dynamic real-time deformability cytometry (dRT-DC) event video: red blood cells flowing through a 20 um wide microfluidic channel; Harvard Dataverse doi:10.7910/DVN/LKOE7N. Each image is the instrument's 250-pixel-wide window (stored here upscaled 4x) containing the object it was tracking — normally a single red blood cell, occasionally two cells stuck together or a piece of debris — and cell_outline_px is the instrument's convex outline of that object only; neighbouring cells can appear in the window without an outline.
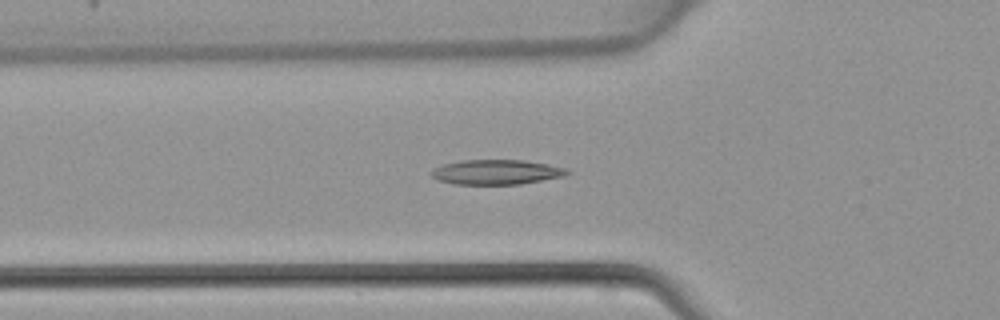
{"species": "common noctule bat (a hibernating species)", "species_latin": "Nyctalus noctula", "temperature_condition": "warm", "stored_images_in_passage": 45, "camera_frame_rate_fps": 3000, "um_per_image_px": 0.085, "animal": {"sex": "female", "body_mass_g": 22.7, "forearm_length_mm": 54.2}, "frame": {"image": 1, "passage_image": 16, "time_ms": 5.0, "image_size_px": [1000, 320], "cell_outline_px": [[572, 172], [564, 176], [520, 184], [452, 184], [436, 180], [428, 172], [432, 168], [444, 164], [464, 160], [524, 160], [548, 164], [568, 168]], "centroid_in_image_um": [42.18, 14.63], "position_along_channel_um": 83.6, "area_um2": 19.83}}
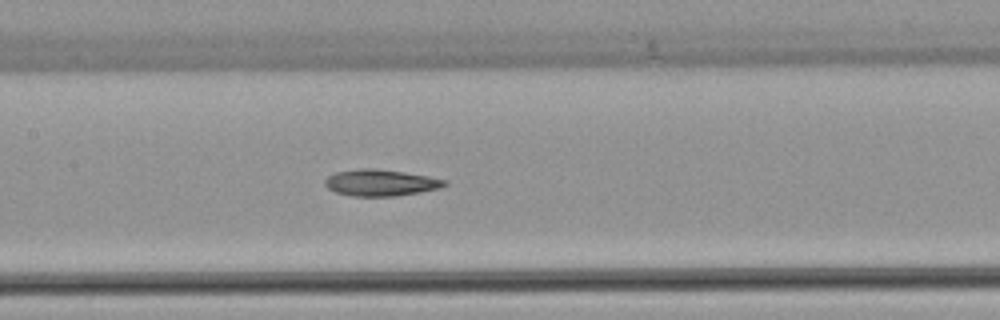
{"frame": {"image": 2, "passage_image": 22, "time_ms": 7.0, "image_size_px": [1000, 320], "cell_outline_px": [[448, 184], [440, 188], [420, 192], [396, 196], [352, 196], [336, 192], [328, 188], [324, 184], [324, 180], [328, 176], [336, 172], [356, 168], [376, 168], [404, 172], [428, 176], [448, 180]], "centroid_in_image_um": [32.36, 15.52], "position_along_channel_um": 175.0, "area_um2": 18.61}}
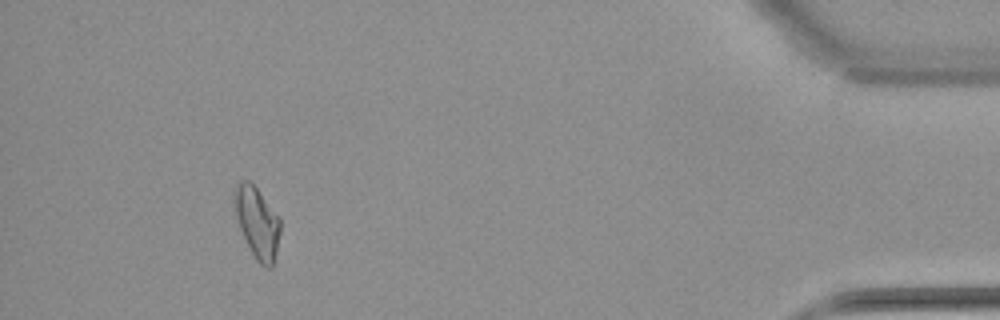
{"frame": {"image": 3, "passage_image": 42, "time_ms": 13.667, "image_size_px": [1000, 320], "cell_outline_px": [[280, 232], [276, 252], [272, 268], [268, 268], [260, 264], [256, 260], [240, 228], [236, 216], [232, 200], [236, 188], [240, 180], [248, 180], [256, 188], [280, 216]], "centroid_in_image_um": [21.87, 18.9], "position_along_channel_um": 413.3, "area_um2": 18.84}}